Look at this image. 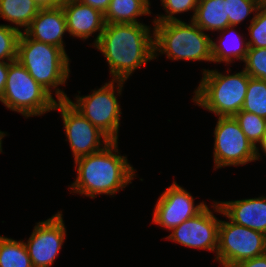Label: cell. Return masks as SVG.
<instances>
[{
	"instance_id": "6da1fadb",
	"label": "cell",
	"mask_w": 266,
	"mask_h": 267,
	"mask_svg": "<svg viewBox=\"0 0 266 267\" xmlns=\"http://www.w3.org/2000/svg\"><path fill=\"white\" fill-rule=\"evenodd\" d=\"M93 47L105 57L112 80L126 82L135 70L154 60V28L144 23H105Z\"/></svg>"
},
{
	"instance_id": "7a4b0ae2",
	"label": "cell",
	"mask_w": 266,
	"mask_h": 267,
	"mask_svg": "<svg viewBox=\"0 0 266 267\" xmlns=\"http://www.w3.org/2000/svg\"><path fill=\"white\" fill-rule=\"evenodd\" d=\"M77 177L68 185L70 193L92 199L98 195L114 197L136 177V169L126 155H121L118 141H111L102 150L80 157L74 161Z\"/></svg>"
},
{
	"instance_id": "3957f363",
	"label": "cell",
	"mask_w": 266,
	"mask_h": 267,
	"mask_svg": "<svg viewBox=\"0 0 266 267\" xmlns=\"http://www.w3.org/2000/svg\"><path fill=\"white\" fill-rule=\"evenodd\" d=\"M16 60L52 96L55 92L57 101L69 98L63 89L58 88L64 86L70 76V58L62 48L35 41L22 32Z\"/></svg>"
},
{
	"instance_id": "277c9868",
	"label": "cell",
	"mask_w": 266,
	"mask_h": 267,
	"mask_svg": "<svg viewBox=\"0 0 266 267\" xmlns=\"http://www.w3.org/2000/svg\"><path fill=\"white\" fill-rule=\"evenodd\" d=\"M202 78L194 90L192 102L217 117H232L242 110L250 76L242 69L225 73L202 69Z\"/></svg>"
},
{
	"instance_id": "5b68a950",
	"label": "cell",
	"mask_w": 266,
	"mask_h": 267,
	"mask_svg": "<svg viewBox=\"0 0 266 267\" xmlns=\"http://www.w3.org/2000/svg\"><path fill=\"white\" fill-rule=\"evenodd\" d=\"M154 28V59L166 54L172 61L212 60V38L198 27L192 20L153 22Z\"/></svg>"
},
{
	"instance_id": "8992f818",
	"label": "cell",
	"mask_w": 266,
	"mask_h": 267,
	"mask_svg": "<svg viewBox=\"0 0 266 267\" xmlns=\"http://www.w3.org/2000/svg\"><path fill=\"white\" fill-rule=\"evenodd\" d=\"M57 99L45 90L18 61L9 62L2 104L26 119L53 111Z\"/></svg>"
},
{
	"instance_id": "52a82bcc",
	"label": "cell",
	"mask_w": 266,
	"mask_h": 267,
	"mask_svg": "<svg viewBox=\"0 0 266 267\" xmlns=\"http://www.w3.org/2000/svg\"><path fill=\"white\" fill-rule=\"evenodd\" d=\"M124 83L125 81L110 79L89 95H76L75 102L70 98L67 100L111 141H118L122 111L117 97L122 94Z\"/></svg>"
},
{
	"instance_id": "ba28073f",
	"label": "cell",
	"mask_w": 266,
	"mask_h": 267,
	"mask_svg": "<svg viewBox=\"0 0 266 267\" xmlns=\"http://www.w3.org/2000/svg\"><path fill=\"white\" fill-rule=\"evenodd\" d=\"M266 253V235L262 232L220 220L216 261L222 267Z\"/></svg>"
},
{
	"instance_id": "9c48e42d",
	"label": "cell",
	"mask_w": 266,
	"mask_h": 267,
	"mask_svg": "<svg viewBox=\"0 0 266 267\" xmlns=\"http://www.w3.org/2000/svg\"><path fill=\"white\" fill-rule=\"evenodd\" d=\"M214 170L241 166L256 161V147L251 144L232 117H218L214 128Z\"/></svg>"
},
{
	"instance_id": "30bf717a",
	"label": "cell",
	"mask_w": 266,
	"mask_h": 267,
	"mask_svg": "<svg viewBox=\"0 0 266 267\" xmlns=\"http://www.w3.org/2000/svg\"><path fill=\"white\" fill-rule=\"evenodd\" d=\"M59 111L63 120L66 140L74 161L102 150L111 140L80 114L68 100L56 101L53 111Z\"/></svg>"
},
{
	"instance_id": "8fae6325",
	"label": "cell",
	"mask_w": 266,
	"mask_h": 267,
	"mask_svg": "<svg viewBox=\"0 0 266 267\" xmlns=\"http://www.w3.org/2000/svg\"><path fill=\"white\" fill-rule=\"evenodd\" d=\"M66 233L62 211L36 222L30 237L24 242L33 267H50L54 264L67 238Z\"/></svg>"
},
{
	"instance_id": "7c38bea8",
	"label": "cell",
	"mask_w": 266,
	"mask_h": 267,
	"mask_svg": "<svg viewBox=\"0 0 266 267\" xmlns=\"http://www.w3.org/2000/svg\"><path fill=\"white\" fill-rule=\"evenodd\" d=\"M209 208L206 205L194 217L172 229L165 239L188 248L214 252L216 260L220 220Z\"/></svg>"
},
{
	"instance_id": "4fadbf2b",
	"label": "cell",
	"mask_w": 266,
	"mask_h": 267,
	"mask_svg": "<svg viewBox=\"0 0 266 267\" xmlns=\"http://www.w3.org/2000/svg\"><path fill=\"white\" fill-rule=\"evenodd\" d=\"M194 201L191 193L173 181L159 196L154 206L152 222L171 231L207 205L204 201L195 205Z\"/></svg>"
},
{
	"instance_id": "5bb4252c",
	"label": "cell",
	"mask_w": 266,
	"mask_h": 267,
	"mask_svg": "<svg viewBox=\"0 0 266 267\" xmlns=\"http://www.w3.org/2000/svg\"><path fill=\"white\" fill-rule=\"evenodd\" d=\"M213 211L233 223L266 235V196L231 201H213Z\"/></svg>"
},
{
	"instance_id": "9a60e30c",
	"label": "cell",
	"mask_w": 266,
	"mask_h": 267,
	"mask_svg": "<svg viewBox=\"0 0 266 267\" xmlns=\"http://www.w3.org/2000/svg\"><path fill=\"white\" fill-rule=\"evenodd\" d=\"M61 7L64 11L67 31L70 37L85 41L94 36V46L102 34L105 26L104 14L95 8L81 3L79 0H65ZM97 32V33H96Z\"/></svg>"
},
{
	"instance_id": "2e32d148",
	"label": "cell",
	"mask_w": 266,
	"mask_h": 267,
	"mask_svg": "<svg viewBox=\"0 0 266 267\" xmlns=\"http://www.w3.org/2000/svg\"><path fill=\"white\" fill-rule=\"evenodd\" d=\"M24 33L35 41L54 45L66 51L63 37L68 31L62 7L41 8Z\"/></svg>"
},
{
	"instance_id": "e0dca14e",
	"label": "cell",
	"mask_w": 266,
	"mask_h": 267,
	"mask_svg": "<svg viewBox=\"0 0 266 267\" xmlns=\"http://www.w3.org/2000/svg\"><path fill=\"white\" fill-rule=\"evenodd\" d=\"M237 26H227L218 31L219 37L216 41L212 39V60L213 63H225L227 66L235 63V60L244 62L248 52V42L243 34L235 31ZM242 35V36H241ZM235 59V60H234Z\"/></svg>"
},
{
	"instance_id": "ac0fdd59",
	"label": "cell",
	"mask_w": 266,
	"mask_h": 267,
	"mask_svg": "<svg viewBox=\"0 0 266 267\" xmlns=\"http://www.w3.org/2000/svg\"><path fill=\"white\" fill-rule=\"evenodd\" d=\"M192 21L205 32L225 29L229 26L227 0H199Z\"/></svg>"
},
{
	"instance_id": "d6986e66",
	"label": "cell",
	"mask_w": 266,
	"mask_h": 267,
	"mask_svg": "<svg viewBox=\"0 0 266 267\" xmlns=\"http://www.w3.org/2000/svg\"><path fill=\"white\" fill-rule=\"evenodd\" d=\"M150 0H111L104 14L105 23H143L140 16H150Z\"/></svg>"
},
{
	"instance_id": "ffe728a7",
	"label": "cell",
	"mask_w": 266,
	"mask_h": 267,
	"mask_svg": "<svg viewBox=\"0 0 266 267\" xmlns=\"http://www.w3.org/2000/svg\"><path fill=\"white\" fill-rule=\"evenodd\" d=\"M40 9L35 0H0V18L9 21V26L20 33L29 27Z\"/></svg>"
},
{
	"instance_id": "44dd1931",
	"label": "cell",
	"mask_w": 266,
	"mask_h": 267,
	"mask_svg": "<svg viewBox=\"0 0 266 267\" xmlns=\"http://www.w3.org/2000/svg\"><path fill=\"white\" fill-rule=\"evenodd\" d=\"M0 267H33L23 240L0 235Z\"/></svg>"
},
{
	"instance_id": "7402d4cb",
	"label": "cell",
	"mask_w": 266,
	"mask_h": 267,
	"mask_svg": "<svg viewBox=\"0 0 266 267\" xmlns=\"http://www.w3.org/2000/svg\"><path fill=\"white\" fill-rule=\"evenodd\" d=\"M242 111L251 112L266 119V81L249 78Z\"/></svg>"
},
{
	"instance_id": "603a6c76",
	"label": "cell",
	"mask_w": 266,
	"mask_h": 267,
	"mask_svg": "<svg viewBox=\"0 0 266 267\" xmlns=\"http://www.w3.org/2000/svg\"><path fill=\"white\" fill-rule=\"evenodd\" d=\"M233 117L251 144L257 147L266 131V119L242 110Z\"/></svg>"
},
{
	"instance_id": "cb8c5ba5",
	"label": "cell",
	"mask_w": 266,
	"mask_h": 267,
	"mask_svg": "<svg viewBox=\"0 0 266 267\" xmlns=\"http://www.w3.org/2000/svg\"><path fill=\"white\" fill-rule=\"evenodd\" d=\"M161 5L166 12L163 14H157L156 17L153 18L152 22H167V21H175V20H181L177 17H175L176 14H184V12L193 11V14L191 20H193L197 5L199 0H160Z\"/></svg>"
},
{
	"instance_id": "d4e9b609",
	"label": "cell",
	"mask_w": 266,
	"mask_h": 267,
	"mask_svg": "<svg viewBox=\"0 0 266 267\" xmlns=\"http://www.w3.org/2000/svg\"><path fill=\"white\" fill-rule=\"evenodd\" d=\"M258 8L257 0H227L229 26H238L251 14L255 16Z\"/></svg>"
},
{
	"instance_id": "484cf974",
	"label": "cell",
	"mask_w": 266,
	"mask_h": 267,
	"mask_svg": "<svg viewBox=\"0 0 266 267\" xmlns=\"http://www.w3.org/2000/svg\"><path fill=\"white\" fill-rule=\"evenodd\" d=\"M20 32L9 25L0 24V61L12 62L17 59V45Z\"/></svg>"
},
{
	"instance_id": "4316f807",
	"label": "cell",
	"mask_w": 266,
	"mask_h": 267,
	"mask_svg": "<svg viewBox=\"0 0 266 267\" xmlns=\"http://www.w3.org/2000/svg\"><path fill=\"white\" fill-rule=\"evenodd\" d=\"M250 20L248 26L249 39L247 40L249 47L266 48V8L259 7L256 15Z\"/></svg>"
},
{
	"instance_id": "83f0119b",
	"label": "cell",
	"mask_w": 266,
	"mask_h": 267,
	"mask_svg": "<svg viewBox=\"0 0 266 267\" xmlns=\"http://www.w3.org/2000/svg\"><path fill=\"white\" fill-rule=\"evenodd\" d=\"M243 69L250 77L266 81V48L249 47Z\"/></svg>"
},
{
	"instance_id": "f1b7e54d",
	"label": "cell",
	"mask_w": 266,
	"mask_h": 267,
	"mask_svg": "<svg viewBox=\"0 0 266 267\" xmlns=\"http://www.w3.org/2000/svg\"><path fill=\"white\" fill-rule=\"evenodd\" d=\"M229 267H266V253L249 260L234 263Z\"/></svg>"
},
{
	"instance_id": "f546056e",
	"label": "cell",
	"mask_w": 266,
	"mask_h": 267,
	"mask_svg": "<svg viewBox=\"0 0 266 267\" xmlns=\"http://www.w3.org/2000/svg\"><path fill=\"white\" fill-rule=\"evenodd\" d=\"M79 1L83 4L95 8L96 10H99L102 14H105L111 0H79Z\"/></svg>"
},
{
	"instance_id": "4dcf8cb0",
	"label": "cell",
	"mask_w": 266,
	"mask_h": 267,
	"mask_svg": "<svg viewBox=\"0 0 266 267\" xmlns=\"http://www.w3.org/2000/svg\"><path fill=\"white\" fill-rule=\"evenodd\" d=\"M8 68H9V62L0 61V100L4 93Z\"/></svg>"
},
{
	"instance_id": "1f68e13d",
	"label": "cell",
	"mask_w": 266,
	"mask_h": 267,
	"mask_svg": "<svg viewBox=\"0 0 266 267\" xmlns=\"http://www.w3.org/2000/svg\"><path fill=\"white\" fill-rule=\"evenodd\" d=\"M65 0H35L41 8L59 7Z\"/></svg>"
},
{
	"instance_id": "d6a6232c",
	"label": "cell",
	"mask_w": 266,
	"mask_h": 267,
	"mask_svg": "<svg viewBox=\"0 0 266 267\" xmlns=\"http://www.w3.org/2000/svg\"><path fill=\"white\" fill-rule=\"evenodd\" d=\"M260 146V147H259ZM261 149V151L264 153V156H266V131H265V133H264V135H263V138H262V140L260 141V143L257 145V147H256V161L257 160H259V159H261V153H259L260 151V149Z\"/></svg>"
},
{
	"instance_id": "836d02e7",
	"label": "cell",
	"mask_w": 266,
	"mask_h": 267,
	"mask_svg": "<svg viewBox=\"0 0 266 267\" xmlns=\"http://www.w3.org/2000/svg\"><path fill=\"white\" fill-rule=\"evenodd\" d=\"M5 136H7V132L5 133V132H3V131L0 130V153L3 152V150H2V139H3Z\"/></svg>"
},
{
	"instance_id": "e575fe53",
	"label": "cell",
	"mask_w": 266,
	"mask_h": 267,
	"mask_svg": "<svg viewBox=\"0 0 266 267\" xmlns=\"http://www.w3.org/2000/svg\"><path fill=\"white\" fill-rule=\"evenodd\" d=\"M259 7L266 8V0H257Z\"/></svg>"
}]
</instances>
